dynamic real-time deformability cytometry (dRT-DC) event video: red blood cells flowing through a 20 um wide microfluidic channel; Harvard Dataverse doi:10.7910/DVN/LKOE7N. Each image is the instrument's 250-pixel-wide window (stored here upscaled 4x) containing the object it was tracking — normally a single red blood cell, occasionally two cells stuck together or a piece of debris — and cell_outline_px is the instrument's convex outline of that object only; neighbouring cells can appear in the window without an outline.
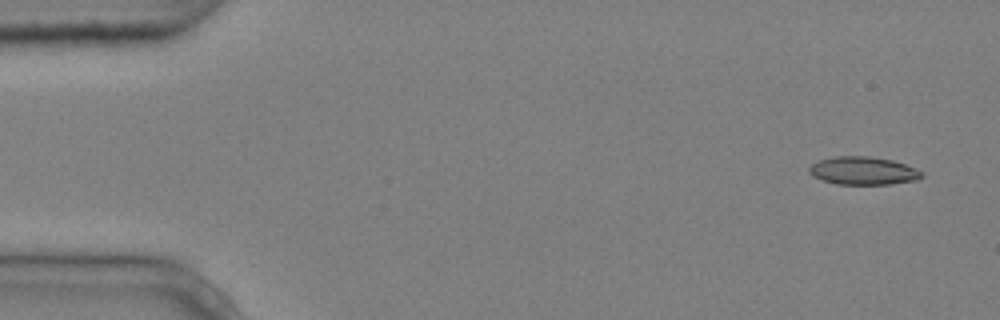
{"species": "common noctule bat (a hibernating species)", "species_latin": "Nyctalus noctula", "temperature_condition": "cold", "stored_images_in_passage": 3, "camera_frame_rate_fps": 3000, "um_per_image_px": 0.085, "animal": {"sex": "male", "body_mass_g": 20.4}, "frame": {"image": 1, "passage_image": 1, "time_ms": 0.0, "image_size_px": [1000, 320], "cell_outline_px": [[924, 176], [916, 180], [892, 184], [836, 184], [812, 176], [808, 172], [808, 168], [812, 164], [820, 160], [836, 156], [868, 156], [892, 160], [904, 164], [924, 172]], "centroid_in_image_um": [73.38, 14.52], "position_along_channel_um": 11.6, "area_um2": 18.32}}